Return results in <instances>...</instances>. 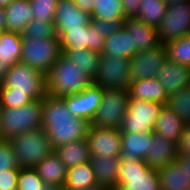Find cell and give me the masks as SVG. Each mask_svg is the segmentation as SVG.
I'll list each match as a JSON object with an SVG mask.
<instances>
[{"mask_svg": "<svg viewBox=\"0 0 190 190\" xmlns=\"http://www.w3.org/2000/svg\"><path fill=\"white\" fill-rule=\"evenodd\" d=\"M122 26L132 36L133 48L137 52L152 49L161 44L156 27L135 18H126Z\"/></svg>", "mask_w": 190, "mask_h": 190, "instance_id": "19", "label": "cell"}, {"mask_svg": "<svg viewBox=\"0 0 190 190\" xmlns=\"http://www.w3.org/2000/svg\"><path fill=\"white\" fill-rule=\"evenodd\" d=\"M157 30L162 44L190 34V0L168 6Z\"/></svg>", "mask_w": 190, "mask_h": 190, "instance_id": "11", "label": "cell"}, {"mask_svg": "<svg viewBox=\"0 0 190 190\" xmlns=\"http://www.w3.org/2000/svg\"><path fill=\"white\" fill-rule=\"evenodd\" d=\"M5 13H4V10H3V7L0 6V35L2 32H5L6 31V28H5Z\"/></svg>", "mask_w": 190, "mask_h": 190, "instance_id": "50", "label": "cell"}, {"mask_svg": "<svg viewBox=\"0 0 190 190\" xmlns=\"http://www.w3.org/2000/svg\"><path fill=\"white\" fill-rule=\"evenodd\" d=\"M125 20H111L106 21L103 19H92L91 23L102 32V36L107 38L111 34L115 33L122 27V23Z\"/></svg>", "mask_w": 190, "mask_h": 190, "instance_id": "41", "label": "cell"}, {"mask_svg": "<svg viewBox=\"0 0 190 190\" xmlns=\"http://www.w3.org/2000/svg\"><path fill=\"white\" fill-rule=\"evenodd\" d=\"M62 54L59 38H25L22 36L20 62L47 75Z\"/></svg>", "mask_w": 190, "mask_h": 190, "instance_id": "5", "label": "cell"}, {"mask_svg": "<svg viewBox=\"0 0 190 190\" xmlns=\"http://www.w3.org/2000/svg\"><path fill=\"white\" fill-rule=\"evenodd\" d=\"M104 90L92 84L83 91L64 96L62 99L73 116L90 123L100 106Z\"/></svg>", "mask_w": 190, "mask_h": 190, "instance_id": "13", "label": "cell"}, {"mask_svg": "<svg viewBox=\"0 0 190 190\" xmlns=\"http://www.w3.org/2000/svg\"><path fill=\"white\" fill-rule=\"evenodd\" d=\"M44 185L34 168H20L17 190H44Z\"/></svg>", "mask_w": 190, "mask_h": 190, "instance_id": "37", "label": "cell"}, {"mask_svg": "<svg viewBox=\"0 0 190 190\" xmlns=\"http://www.w3.org/2000/svg\"><path fill=\"white\" fill-rule=\"evenodd\" d=\"M3 140H4V139H3V136H2L1 130H0V142L3 141Z\"/></svg>", "mask_w": 190, "mask_h": 190, "instance_id": "54", "label": "cell"}, {"mask_svg": "<svg viewBox=\"0 0 190 190\" xmlns=\"http://www.w3.org/2000/svg\"><path fill=\"white\" fill-rule=\"evenodd\" d=\"M165 106L173 110L185 124H190V86L168 95Z\"/></svg>", "mask_w": 190, "mask_h": 190, "instance_id": "34", "label": "cell"}, {"mask_svg": "<svg viewBox=\"0 0 190 190\" xmlns=\"http://www.w3.org/2000/svg\"><path fill=\"white\" fill-rule=\"evenodd\" d=\"M88 33L89 49L102 54L106 38L102 36V32L97 29L92 23L88 25Z\"/></svg>", "mask_w": 190, "mask_h": 190, "instance_id": "42", "label": "cell"}, {"mask_svg": "<svg viewBox=\"0 0 190 190\" xmlns=\"http://www.w3.org/2000/svg\"><path fill=\"white\" fill-rule=\"evenodd\" d=\"M86 139L91 155L121 156L122 141L119 129L89 126Z\"/></svg>", "mask_w": 190, "mask_h": 190, "instance_id": "14", "label": "cell"}, {"mask_svg": "<svg viewBox=\"0 0 190 190\" xmlns=\"http://www.w3.org/2000/svg\"><path fill=\"white\" fill-rule=\"evenodd\" d=\"M161 190H189L190 180L187 178L186 166L177 160L157 169Z\"/></svg>", "mask_w": 190, "mask_h": 190, "instance_id": "26", "label": "cell"}, {"mask_svg": "<svg viewBox=\"0 0 190 190\" xmlns=\"http://www.w3.org/2000/svg\"><path fill=\"white\" fill-rule=\"evenodd\" d=\"M140 2L139 11L134 18L158 28L167 12L168 5L163 0H140Z\"/></svg>", "mask_w": 190, "mask_h": 190, "instance_id": "30", "label": "cell"}, {"mask_svg": "<svg viewBox=\"0 0 190 190\" xmlns=\"http://www.w3.org/2000/svg\"><path fill=\"white\" fill-rule=\"evenodd\" d=\"M34 169L45 184L61 187L65 184L67 168L54 151L38 163Z\"/></svg>", "mask_w": 190, "mask_h": 190, "instance_id": "24", "label": "cell"}, {"mask_svg": "<svg viewBox=\"0 0 190 190\" xmlns=\"http://www.w3.org/2000/svg\"><path fill=\"white\" fill-rule=\"evenodd\" d=\"M0 87L11 92L25 93L33 100L43 99L47 95L46 75L21 62L15 63L7 72Z\"/></svg>", "mask_w": 190, "mask_h": 190, "instance_id": "7", "label": "cell"}, {"mask_svg": "<svg viewBox=\"0 0 190 190\" xmlns=\"http://www.w3.org/2000/svg\"><path fill=\"white\" fill-rule=\"evenodd\" d=\"M176 160L181 166H186L187 178L190 180V156H178Z\"/></svg>", "mask_w": 190, "mask_h": 190, "instance_id": "47", "label": "cell"}, {"mask_svg": "<svg viewBox=\"0 0 190 190\" xmlns=\"http://www.w3.org/2000/svg\"><path fill=\"white\" fill-rule=\"evenodd\" d=\"M164 104L140 99H129L120 132L145 133L153 131L156 118Z\"/></svg>", "mask_w": 190, "mask_h": 190, "instance_id": "9", "label": "cell"}, {"mask_svg": "<svg viewBox=\"0 0 190 190\" xmlns=\"http://www.w3.org/2000/svg\"><path fill=\"white\" fill-rule=\"evenodd\" d=\"M90 162L95 173L97 185L106 190H115L118 186L121 156L91 155Z\"/></svg>", "mask_w": 190, "mask_h": 190, "instance_id": "17", "label": "cell"}, {"mask_svg": "<svg viewBox=\"0 0 190 190\" xmlns=\"http://www.w3.org/2000/svg\"><path fill=\"white\" fill-rule=\"evenodd\" d=\"M165 60L166 48L162 43L152 49L138 51L129 60L131 82L156 77Z\"/></svg>", "mask_w": 190, "mask_h": 190, "instance_id": "12", "label": "cell"}, {"mask_svg": "<svg viewBox=\"0 0 190 190\" xmlns=\"http://www.w3.org/2000/svg\"><path fill=\"white\" fill-rule=\"evenodd\" d=\"M185 125L173 110L164 105L156 118L153 131L166 139L178 143Z\"/></svg>", "mask_w": 190, "mask_h": 190, "instance_id": "23", "label": "cell"}, {"mask_svg": "<svg viewBox=\"0 0 190 190\" xmlns=\"http://www.w3.org/2000/svg\"><path fill=\"white\" fill-rule=\"evenodd\" d=\"M14 0H0V6L5 7L9 5Z\"/></svg>", "mask_w": 190, "mask_h": 190, "instance_id": "53", "label": "cell"}, {"mask_svg": "<svg viewBox=\"0 0 190 190\" xmlns=\"http://www.w3.org/2000/svg\"><path fill=\"white\" fill-rule=\"evenodd\" d=\"M178 156H190V124H186L177 143Z\"/></svg>", "mask_w": 190, "mask_h": 190, "instance_id": "44", "label": "cell"}, {"mask_svg": "<svg viewBox=\"0 0 190 190\" xmlns=\"http://www.w3.org/2000/svg\"><path fill=\"white\" fill-rule=\"evenodd\" d=\"M129 60L101 54L100 64L93 79V84L105 90L128 89L131 83Z\"/></svg>", "mask_w": 190, "mask_h": 190, "instance_id": "10", "label": "cell"}, {"mask_svg": "<svg viewBox=\"0 0 190 190\" xmlns=\"http://www.w3.org/2000/svg\"><path fill=\"white\" fill-rule=\"evenodd\" d=\"M156 78L170 95L190 86V67L165 60Z\"/></svg>", "mask_w": 190, "mask_h": 190, "instance_id": "16", "label": "cell"}, {"mask_svg": "<svg viewBox=\"0 0 190 190\" xmlns=\"http://www.w3.org/2000/svg\"><path fill=\"white\" fill-rule=\"evenodd\" d=\"M47 95L62 98L83 91L93 84V79L62 53L46 75Z\"/></svg>", "mask_w": 190, "mask_h": 190, "instance_id": "2", "label": "cell"}, {"mask_svg": "<svg viewBox=\"0 0 190 190\" xmlns=\"http://www.w3.org/2000/svg\"><path fill=\"white\" fill-rule=\"evenodd\" d=\"M22 51V34L9 31L0 35V60L10 68L20 62Z\"/></svg>", "mask_w": 190, "mask_h": 190, "instance_id": "28", "label": "cell"}, {"mask_svg": "<svg viewBox=\"0 0 190 190\" xmlns=\"http://www.w3.org/2000/svg\"><path fill=\"white\" fill-rule=\"evenodd\" d=\"M42 104L41 127L54 149L87 138L90 123L73 116L62 98L46 95L42 99Z\"/></svg>", "mask_w": 190, "mask_h": 190, "instance_id": "1", "label": "cell"}, {"mask_svg": "<svg viewBox=\"0 0 190 190\" xmlns=\"http://www.w3.org/2000/svg\"><path fill=\"white\" fill-rule=\"evenodd\" d=\"M62 190H106V189L102 188L99 185H93V186L84 187V188H74L72 186H67V185L64 184L62 186Z\"/></svg>", "mask_w": 190, "mask_h": 190, "instance_id": "48", "label": "cell"}, {"mask_svg": "<svg viewBox=\"0 0 190 190\" xmlns=\"http://www.w3.org/2000/svg\"><path fill=\"white\" fill-rule=\"evenodd\" d=\"M92 19L125 20L121 0H95Z\"/></svg>", "mask_w": 190, "mask_h": 190, "instance_id": "33", "label": "cell"}, {"mask_svg": "<svg viewBox=\"0 0 190 190\" xmlns=\"http://www.w3.org/2000/svg\"><path fill=\"white\" fill-rule=\"evenodd\" d=\"M6 31L22 34L24 28L34 19L30 0H14L3 7Z\"/></svg>", "mask_w": 190, "mask_h": 190, "instance_id": "20", "label": "cell"}, {"mask_svg": "<svg viewBox=\"0 0 190 190\" xmlns=\"http://www.w3.org/2000/svg\"><path fill=\"white\" fill-rule=\"evenodd\" d=\"M167 60L190 67V34L164 44Z\"/></svg>", "mask_w": 190, "mask_h": 190, "instance_id": "32", "label": "cell"}, {"mask_svg": "<svg viewBox=\"0 0 190 190\" xmlns=\"http://www.w3.org/2000/svg\"><path fill=\"white\" fill-rule=\"evenodd\" d=\"M91 21V14L79 9L73 0L57 1L54 25L58 37L70 30L84 29V26L90 25Z\"/></svg>", "mask_w": 190, "mask_h": 190, "instance_id": "15", "label": "cell"}, {"mask_svg": "<svg viewBox=\"0 0 190 190\" xmlns=\"http://www.w3.org/2000/svg\"><path fill=\"white\" fill-rule=\"evenodd\" d=\"M129 98L128 89L104 90L100 106L90 126L119 129L128 109Z\"/></svg>", "mask_w": 190, "mask_h": 190, "instance_id": "8", "label": "cell"}, {"mask_svg": "<svg viewBox=\"0 0 190 190\" xmlns=\"http://www.w3.org/2000/svg\"><path fill=\"white\" fill-rule=\"evenodd\" d=\"M19 168H34L54 151L42 127L17 135L8 140Z\"/></svg>", "mask_w": 190, "mask_h": 190, "instance_id": "4", "label": "cell"}, {"mask_svg": "<svg viewBox=\"0 0 190 190\" xmlns=\"http://www.w3.org/2000/svg\"><path fill=\"white\" fill-rule=\"evenodd\" d=\"M20 168L0 172V190H17Z\"/></svg>", "mask_w": 190, "mask_h": 190, "instance_id": "43", "label": "cell"}, {"mask_svg": "<svg viewBox=\"0 0 190 190\" xmlns=\"http://www.w3.org/2000/svg\"><path fill=\"white\" fill-rule=\"evenodd\" d=\"M115 190H161L157 170L150 168L144 160L121 157Z\"/></svg>", "mask_w": 190, "mask_h": 190, "instance_id": "6", "label": "cell"}, {"mask_svg": "<svg viewBox=\"0 0 190 190\" xmlns=\"http://www.w3.org/2000/svg\"><path fill=\"white\" fill-rule=\"evenodd\" d=\"M10 67L4 63V61L0 60V86L5 80L6 74Z\"/></svg>", "mask_w": 190, "mask_h": 190, "instance_id": "49", "label": "cell"}, {"mask_svg": "<svg viewBox=\"0 0 190 190\" xmlns=\"http://www.w3.org/2000/svg\"><path fill=\"white\" fill-rule=\"evenodd\" d=\"M58 0H30L34 19L54 22Z\"/></svg>", "mask_w": 190, "mask_h": 190, "instance_id": "38", "label": "cell"}, {"mask_svg": "<svg viewBox=\"0 0 190 190\" xmlns=\"http://www.w3.org/2000/svg\"><path fill=\"white\" fill-rule=\"evenodd\" d=\"M25 38H59L56 35L54 22H46L43 20L33 19L22 32Z\"/></svg>", "mask_w": 190, "mask_h": 190, "instance_id": "36", "label": "cell"}, {"mask_svg": "<svg viewBox=\"0 0 190 190\" xmlns=\"http://www.w3.org/2000/svg\"><path fill=\"white\" fill-rule=\"evenodd\" d=\"M67 169L90 161L91 154L87 139L74 141L54 149Z\"/></svg>", "mask_w": 190, "mask_h": 190, "instance_id": "27", "label": "cell"}, {"mask_svg": "<svg viewBox=\"0 0 190 190\" xmlns=\"http://www.w3.org/2000/svg\"><path fill=\"white\" fill-rule=\"evenodd\" d=\"M129 99L166 104L168 95L156 77L132 81L128 88Z\"/></svg>", "mask_w": 190, "mask_h": 190, "instance_id": "21", "label": "cell"}, {"mask_svg": "<svg viewBox=\"0 0 190 190\" xmlns=\"http://www.w3.org/2000/svg\"><path fill=\"white\" fill-rule=\"evenodd\" d=\"M44 190H62V187L59 185H44Z\"/></svg>", "mask_w": 190, "mask_h": 190, "instance_id": "52", "label": "cell"}, {"mask_svg": "<svg viewBox=\"0 0 190 190\" xmlns=\"http://www.w3.org/2000/svg\"><path fill=\"white\" fill-rule=\"evenodd\" d=\"M61 49H89L88 26L84 29H75L63 33L59 37Z\"/></svg>", "mask_w": 190, "mask_h": 190, "instance_id": "35", "label": "cell"}, {"mask_svg": "<svg viewBox=\"0 0 190 190\" xmlns=\"http://www.w3.org/2000/svg\"><path fill=\"white\" fill-rule=\"evenodd\" d=\"M65 185L74 188L97 185L91 162L89 161L67 169Z\"/></svg>", "mask_w": 190, "mask_h": 190, "instance_id": "31", "label": "cell"}, {"mask_svg": "<svg viewBox=\"0 0 190 190\" xmlns=\"http://www.w3.org/2000/svg\"><path fill=\"white\" fill-rule=\"evenodd\" d=\"M73 2L79 9L92 14L95 0H73Z\"/></svg>", "mask_w": 190, "mask_h": 190, "instance_id": "46", "label": "cell"}, {"mask_svg": "<svg viewBox=\"0 0 190 190\" xmlns=\"http://www.w3.org/2000/svg\"><path fill=\"white\" fill-rule=\"evenodd\" d=\"M136 53L137 50L133 48L132 36L122 26L105 39L102 55L130 59Z\"/></svg>", "mask_w": 190, "mask_h": 190, "instance_id": "25", "label": "cell"}, {"mask_svg": "<svg viewBox=\"0 0 190 190\" xmlns=\"http://www.w3.org/2000/svg\"><path fill=\"white\" fill-rule=\"evenodd\" d=\"M168 6L170 5H178L179 3L186 2L189 0H163Z\"/></svg>", "mask_w": 190, "mask_h": 190, "instance_id": "51", "label": "cell"}, {"mask_svg": "<svg viewBox=\"0 0 190 190\" xmlns=\"http://www.w3.org/2000/svg\"><path fill=\"white\" fill-rule=\"evenodd\" d=\"M122 8L126 18H134L141 4L140 0H121Z\"/></svg>", "mask_w": 190, "mask_h": 190, "instance_id": "45", "label": "cell"}, {"mask_svg": "<svg viewBox=\"0 0 190 190\" xmlns=\"http://www.w3.org/2000/svg\"><path fill=\"white\" fill-rule=\"evenodd\" d=\"M42 99L19 108L0 107V130L4 140L42 126Z\"/></svg>", "mask_w": 190, "mask_h": 190, "instance_id": "3", "label": "cell"}, {"mask_svg": "<svg viewBox=\"0 0 190 190\" xmlns=\"http://www.w3.org/2000/svg\"><path fill=\"white\" fill-rule=\"evenodd\" d=\"M73 63L84 70L89 77L95 78L100 64L101 54L87 48L82 49H61Z\"/></svg>", "mask_w": 190, "mask_h": 190, "instance_id": "29", "label": "cell"}, {"mask_svg": "<svg viewBox=\"0 0 190 190\" xmlns=\"http://www.w3.org/2000/svg\"><path fill=\"white\" fill-rule=\"evenodd\" d=\"M178 157L177 143L160 136L153 131L149 152L145 156L146 164L153 169L167 166Z\"/></svg>", "mask_w": 190, "mask_h": 190, "instance_id": "18", "label": "cell"}, {"mask_svg": "<svg viewBox=\"0 0 190 190\" xmlns=\"http://www.w3.org/2000/svg\"><path fill=\"white\" fill-rule=\"evenodd\" d=\"M19 168L16 156L7 140L0 142V172Z\"/></svg>", "mask_w": 190, "mask_h": 190, "instance_id": "40", "label": "cell"}, {"mask_svg": "<svg viewBox=\"0 0 190 190\" xmlns=\"http://www.w3.org/2000/svg\"><path fill=\"white\" fill-rule=\"evenodd\" d=\"M153 131L145 133L121 132L122 151L121 157L126 159L145 160L149 152Z\"/></svg>", "mask_w": 190, "mask_h": 190, "instance_id": "22", "label": "cell"}, {"mask_svg": "<svg viewBox=\"0 0 190 190\" xmlns=\"http://www.w3.org/2000/svg\"><path fill=\"white\" fill-rule=\"evenodd\" d=\"M33 101L25 93L11 92L7 87H0V107L19 108Z\"/></svg>", "mask_w": 190, "mask_h": 190, "instance_id": "39", "label": "cell"}]
</instances>
